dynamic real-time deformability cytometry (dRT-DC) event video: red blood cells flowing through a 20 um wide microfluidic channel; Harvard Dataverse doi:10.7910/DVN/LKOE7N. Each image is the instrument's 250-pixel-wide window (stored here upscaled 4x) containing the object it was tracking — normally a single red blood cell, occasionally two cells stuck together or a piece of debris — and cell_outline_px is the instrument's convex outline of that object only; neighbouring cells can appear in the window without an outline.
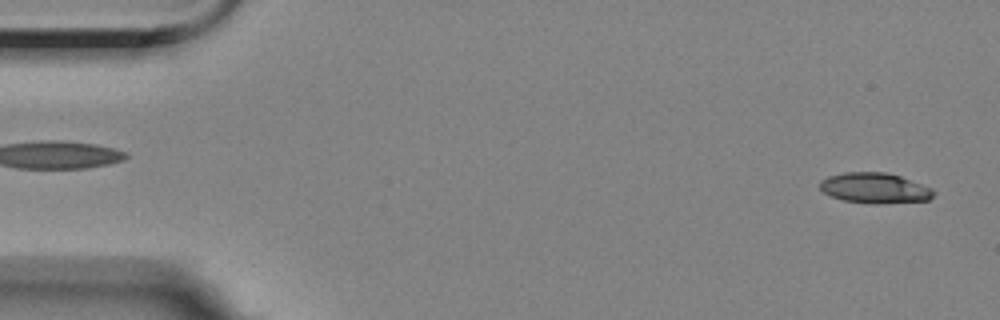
{"species": "Egyptian fruit bat (a non-hibernating species)", "species_latin": "Rousettus aegyptiacus", "temperature_condition": "room temperature", "stored_images_in_passage": 56, "camera_frame_rate_fps": 3000, "um_per_image_px": 0.085, "animal": {"sex": "female"}, "frame": {"image": 1, "passage_image": 2, "time_ms": 0.333, "image_size_px": [1000, 320], "cell_outline_px": [[936, 192], [928, 200], [876, 204], [872, 204], [844, 200], [832, 196], [824, 192], [820, 188], [820, 180], [828, 176], [844, 172], [884, 172], [900, 176], [932, 188]], "centroid_in_image_um": [74.35, 15.98], "position_along_channel_um": 10.6, "area_um2": 20.06}}
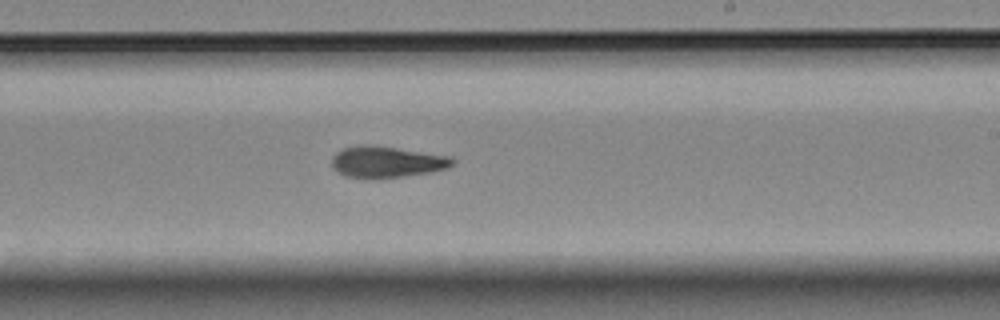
{"frame": {"image": 2, "passage_image": 33, "time_ms": 10.667, "image_size_px": [1000, 320], "cell_outline_px": [[456, 160], [448, 168], [428, 172], [404, 176], [348, 176], [340, 172], [332, 164], [332, 156], [340, 148], [356, 144], [368, 144], [452, 156]], "centroid_in_image_um": [32.89, 13.7], "position_along_channel_um": 256.1, "area_um2": 21.44}}
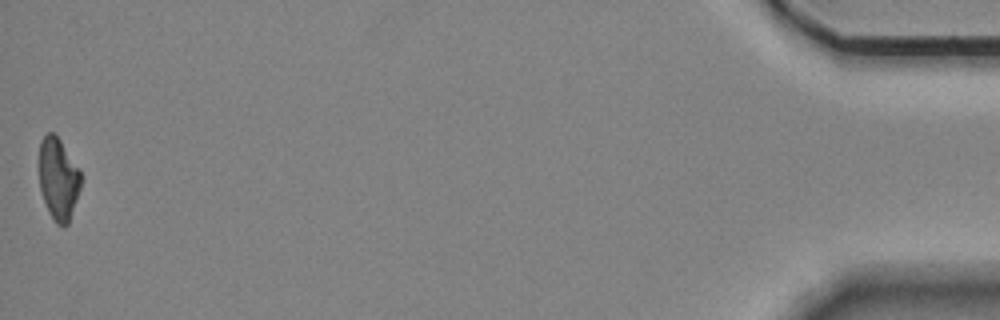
{"frame": {"image": 3, "passage_image": 56, "time_ms": 18.333, "image_size_px": [1000, 320], "cell_outline_px": [[80, 188], [68, 224], [64, 228], [56, 224], [48, 212], [40, 188], [40, 140], [48, 132], [52, 132], [60, 140], [80, 168]], "centroid_in_image_um": [4.96, 15.22], "position_along_channel_um": 430.2, "area_um2": 19.83}, "authors_computed_cell_mechanics": {"area_um2": 21.386, "velocity_mm_per_s": 3.5078, "shape_relaxation_time_tau1_ms": 7.5352, "shape_relaxation_time_tau2_ms": 6.5976, "deformation_change_tau1": 0.2024, "deformation_change_tau2": 0.1578}}